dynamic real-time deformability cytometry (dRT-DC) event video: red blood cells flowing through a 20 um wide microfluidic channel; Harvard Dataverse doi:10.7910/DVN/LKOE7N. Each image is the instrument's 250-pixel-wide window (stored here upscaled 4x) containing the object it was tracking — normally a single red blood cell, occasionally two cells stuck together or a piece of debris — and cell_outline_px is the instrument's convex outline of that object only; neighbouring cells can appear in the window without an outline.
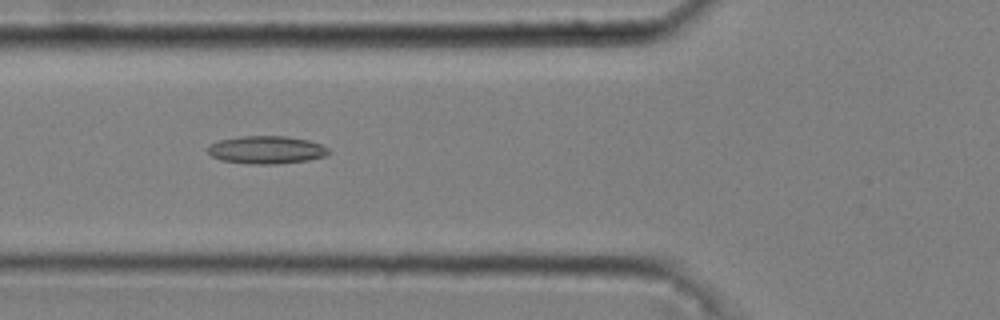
{"species": "common noctule bat (a hibernating species)", "species_latin": "Nyctalus noctula", "temperature_condition": "cold", "stored_images_in_passage": 35, "camera_frame_rate_fps": 3000, "um_per_image_px": 0.085, "animal": {"sex": "male", "body_mass_g": 20.4}, "frame": {"image": 1, "passage_image": 4, "time_ms": 1.0, "image_size_px": [1000, 320], "cell_outline_px": [[332, 152], [324, 156], [308, 160], [276, 164], [248, 164], [220, 160], [212, 156], [208, 152], [208, 144], [220, 140], [240, 136], [284, 136], [308, 140], [320, 144], [328, 148]], "centroid_in_image_um": [22.63, 12.74], "position_along_channel_um": 103.2, "area_um2": 19.65}}
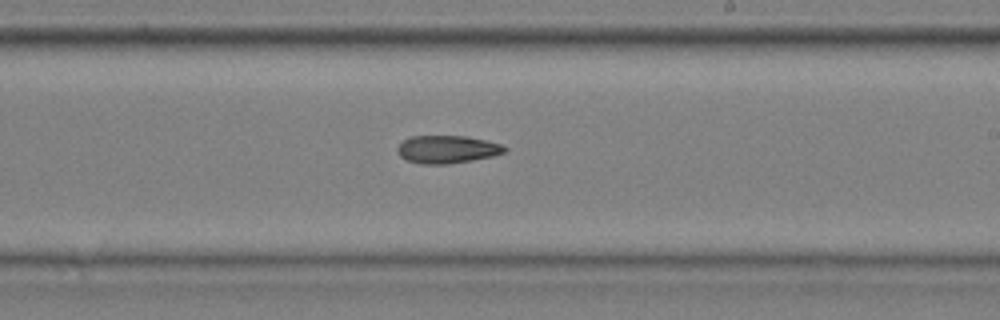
{"frame": {"image": 2, "passage_image": 16, "time_ms": 5.0, "image_size_px": [1000, 320], "cell_outline_px": [[508, 152], [492, 156], [472, 160], [448, 164], [420, 164], [408, 160], [400, 156], [396, 152], [396, 148], [404, 140], [412, 136], [468, 136], [500, 144], [508, 148]], "centroid_in_image_um": [38.01, 12.7], "position_along_channel_um": 251.0, "area_um2": 17.4}}
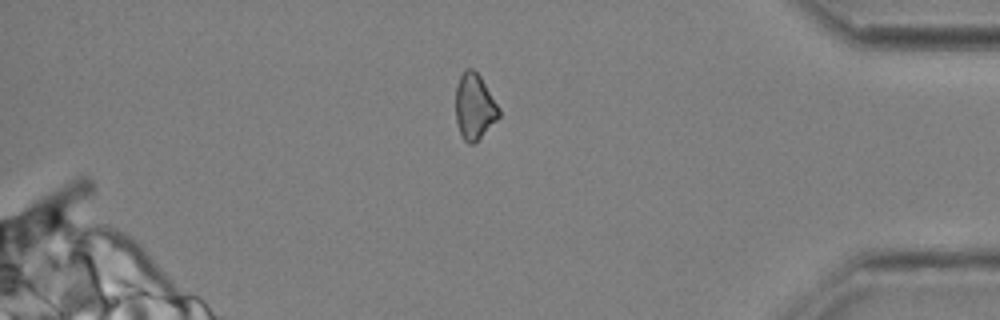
{"frame": {"image": 3, "passage_image": 30, "time_ms": 9.667, "image_size_px": [1000, 320], "cell_outline_px": [[500, 116], [472, 144], [468, 144], [460, 136], [456, 120], [456, 84], [464, 68], [472, 68], [480, 76], [500, 108]], "centroid_in_image_um": [40.3, 9.03], "position_along_channel_um": 394.9, "area_um2": 16.47}}